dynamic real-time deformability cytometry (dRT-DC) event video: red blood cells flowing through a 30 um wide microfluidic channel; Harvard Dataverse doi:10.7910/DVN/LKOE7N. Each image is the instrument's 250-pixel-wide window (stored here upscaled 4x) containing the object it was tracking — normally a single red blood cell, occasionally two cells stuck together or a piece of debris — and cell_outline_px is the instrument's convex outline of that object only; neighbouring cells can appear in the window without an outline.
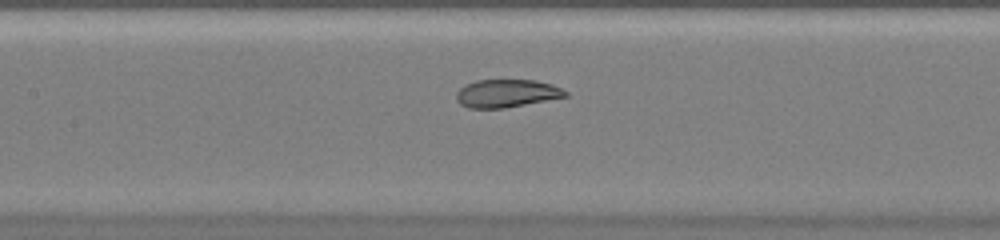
{"species": "common noctule bat (a hibernating species)", "species_latin": "Nyctalus noctula", "temperature_condition": "warm", "stored_images_in_passage": 30, "camera_frame_rate_fps": 3000, "um_per_image_px": 0.085, "animal": {"sex": "female", "body_mass_g": 20.0, "forearm_length_mm": 54.0}, "frame": {"image": 1, "passage_image": 12, "time_ms": 3.667, "image_size_px": [1000, 240], "cell_outline_px": [[568, 96], [504, 108], [468, 108], [460, 104], [456, 100], [456, 92], [464, 84], [476, 80], [536, 80], [552, 84], [568, 92]], "centroid_in_image_um": [43.03, 7.93], "position_along_channel_um": 164.4, "area_um2": 17.8}}
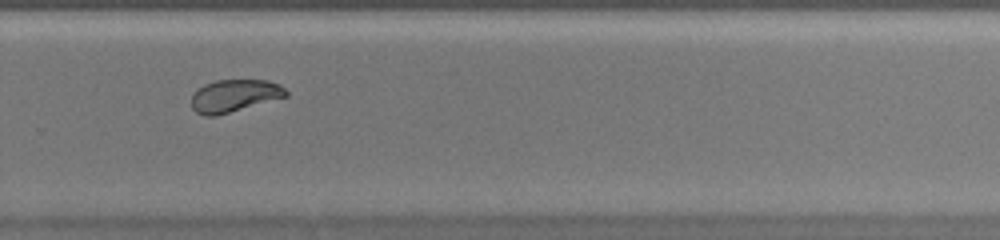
{"frame": {"image": 2, "passage_image": 22, "time_ms": 7.0, "image_size_px": [1000, 240], "cell_outline_px": [[288, 96], [216, 116], [204, 116], [196, 112], [192, 108], [192, 92], [196, 88], [204, 84], [216, 80], [268, 80], [280, 84], [288, 92]], "centroid_in_image_um": [19.9, 8.13], "position_along_channel_um": 309.9, "area_um2": 18.03}}
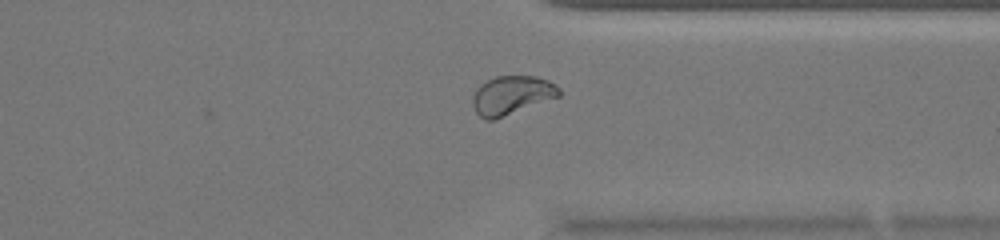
{"frame": {"image": 3, "passage_image": 26, "time_ms": 8.333, "image_size_px": [1000, 240], "cell_outline_px": [[560, 96], [492, 120], [484, 120], [476, 112], [472, 104], [472, 96], [476, 88], [480, 84], [496, 76], [536, 76], [548, 80], [560, 88]], "centroid_in_image_um": [43.47, 8.08], "position_along_channel_um": 367.9, "area_um2": 19.42}}